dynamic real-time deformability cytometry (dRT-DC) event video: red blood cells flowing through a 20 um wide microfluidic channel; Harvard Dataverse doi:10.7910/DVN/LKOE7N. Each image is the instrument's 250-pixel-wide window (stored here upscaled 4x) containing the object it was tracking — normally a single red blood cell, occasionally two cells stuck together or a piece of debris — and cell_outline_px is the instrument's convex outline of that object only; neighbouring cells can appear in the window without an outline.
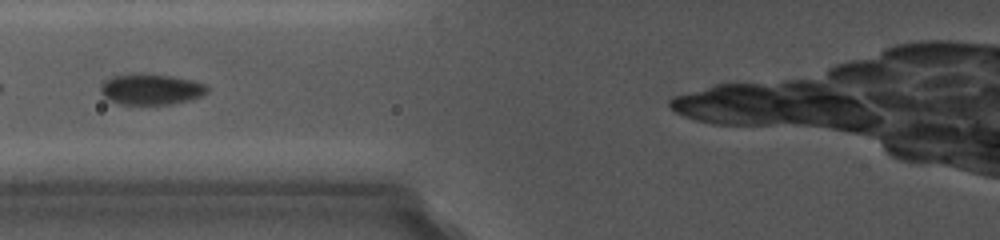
{"species": "common noctule bat (a hibernating species)", "species_latin": "Nyctalus noctula", "temperature_condition": "cold", "stored_images_in_passage": 5, "camera_frame_rate_fps": 5000, "um_per_image_px": 0.085, "animal": {"sex": "female", "body_mass_g": 19.0, "forearm_length_mm": 56.7}, "frame": {"image": 1, "passage_image": 2, "time_ms": 1.0, "image_size_px": [1000, 240], "cell_outline_px": [[208, 88], [200, 96], [168, 104], [120, 104], [104, 96], [100, 88], [112, 76], [168, 76], [188, 80], [204, 84]], "centroid_in_image_um": [12.82, 7.63], "position_along_channel_um": 113.0, "area_um2": 17.63}}